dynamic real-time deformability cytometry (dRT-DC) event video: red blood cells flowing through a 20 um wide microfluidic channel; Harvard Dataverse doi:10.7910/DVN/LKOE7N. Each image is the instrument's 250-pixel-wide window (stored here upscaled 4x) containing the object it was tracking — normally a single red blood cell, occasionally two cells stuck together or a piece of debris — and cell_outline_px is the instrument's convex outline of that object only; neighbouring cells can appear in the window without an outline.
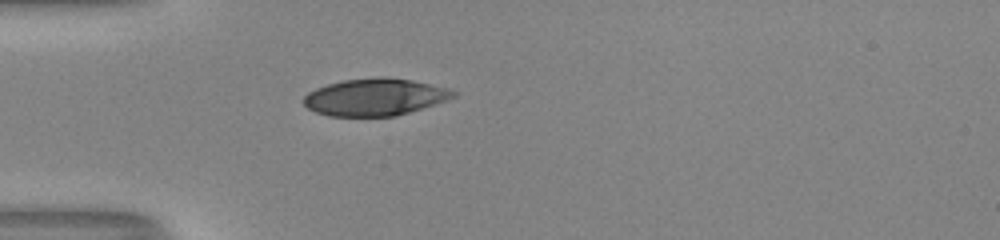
{"species": "human", "species_latin": "Homo sapiens", "temperature_condition": "room temperature", "stored_images_in_passage": 37, "camera_frame_rate_fps": 3000, "um_per_image_px": 0.085, "donor": {"sex": "male"}, "frame": {"image": 1, "passage_image": 1, "time_ms": 0.0, "image_size_px": [1000, 240], "cell_outline_px": [[456, 96], [396, 116], [328, 116], [316, 112], [308, 108], [304, 104], [304, 96], [308, 92], [316, 88], [328, 84], [344, 80], [384, 76], [412, 80], [444, 88], [456, 92]], "centroid_in_image_um": [31.8, 8.25], "position_along_channel_um": 53.2, "area_um2": 31.85}}
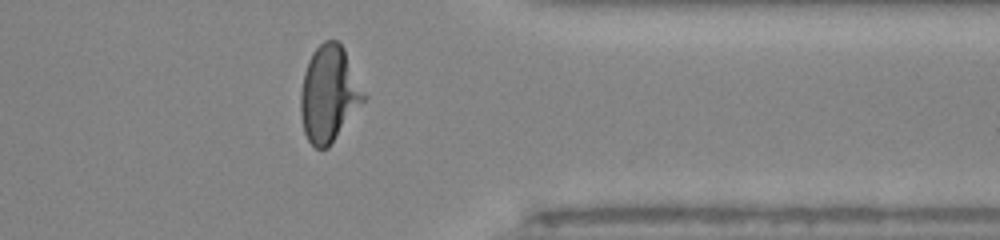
{"frame": {"image": 2, "passage_image": 27, "time_ms": 8.667, "image_size_px": [1000, 240], "cell_outline_px": [[368, 96], [328, 148], [316, 148], [308, 140], [304, 132], [300, 116], [300, 92], [304, 72], [308, 60], [312, 52], [324, 40], [336, 40], [344, 48]], "centroid_in_image_um": [27.97, 7.97], "position_along_channel_um": 383.4, "area_um2": 35.55}}
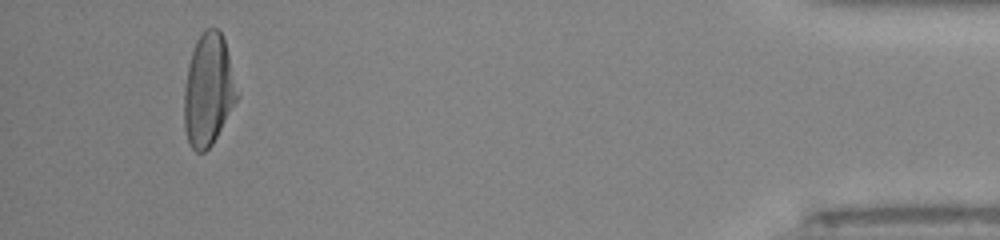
{"frame": {"image": 3, "passage_image": 34, "time_ms": 11.0, "image_size_px": [1000, 240], "cell_outline_px": [[240, 96], [212, 144], [204, 152], [196, 152], [188, 144], [184, 128], [184, 84], [188, 64], [196, 40], [208, 28], [216, 28], [220, 32], [224, 40]], "centroid_in_image_um": [17.7, 7.69], "position_along_channel_um": 417.5, "area_um2": 34.62}, "authors_computed_cell_mechanics": {"area_um2": 34.391, "velocity_mm_per_s": 4.0469, "shape_relaxation_time_tau1_ms": 3.8885, "shape_relaxation_time_tau2_ms": null, "deformation_change_tau1": 0.2113, "deformation_change_tau2": null}}